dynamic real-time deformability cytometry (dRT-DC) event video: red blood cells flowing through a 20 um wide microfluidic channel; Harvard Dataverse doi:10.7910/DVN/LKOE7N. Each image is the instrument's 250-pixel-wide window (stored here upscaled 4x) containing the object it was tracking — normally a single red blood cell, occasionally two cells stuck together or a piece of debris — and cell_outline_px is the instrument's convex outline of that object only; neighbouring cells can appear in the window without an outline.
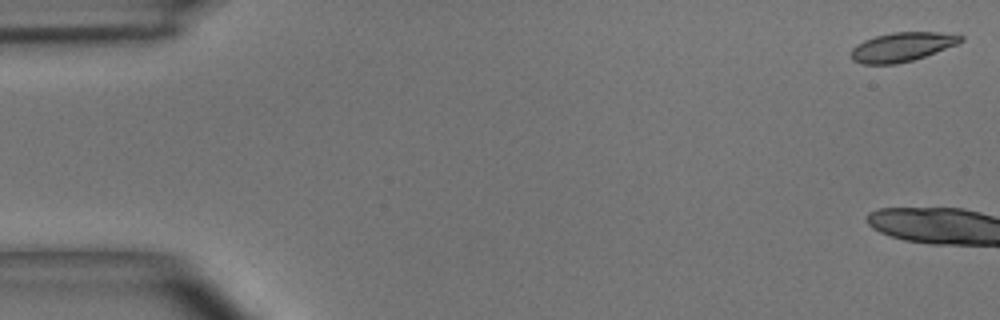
{"species": "common noctule bat (a hibernating species)", "species_latin": "Nyctalus noctula", "temperature_condition": "room temperature", "stored_images_in_passage": 4, "camera_frame_rate_fps": 3000, "um_per_image_px": 0.085, "animal": {"sex": "male", "body_mass_g": 15.6}, "frame": {"image": 1, "passage_image": 1, "time_ms": 0.0, "image_size_px": [1000, 320], "cell_outline_px": [[964, 40], [956, 44], [924, 56], [912, 60], [896, 64], [864, 64], [852, 60], [852, 48], [856, 44], [864, 40], [876, 36], [892, 32], [936, 32], [964, 36]], "centroid_in_image_um": [76.64, 3.98], "position_along_channel_um": 8.4, "area_um2": 18.32}}